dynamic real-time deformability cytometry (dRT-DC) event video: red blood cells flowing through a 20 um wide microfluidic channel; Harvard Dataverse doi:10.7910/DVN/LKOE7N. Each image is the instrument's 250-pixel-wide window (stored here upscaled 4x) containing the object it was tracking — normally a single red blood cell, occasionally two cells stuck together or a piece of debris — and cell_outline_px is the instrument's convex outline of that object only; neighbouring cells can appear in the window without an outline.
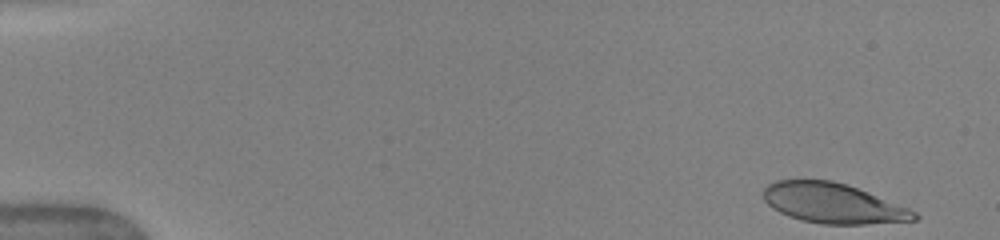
{"species": "human", "species_latin": "Homo sapiens", "temperature_condition": "warm", "stored_images_in_passage": 11, "camera_frame_rate_fps": 3000, "um_per_image_px": 0.085, "donor": {"sex": "female"}, "frame": {"image": 1, "passage_image": 1, "time_ms": 0.0, "image_size_px": [1000, 240], "cell_outline_px": [[920, 216], [916, 220], [864, 224], [820, 224], [800, 220], [788, 216], [772, 208], [764, 200], [764, 188], [768, 184], [776, 180], [832, 180], [848, 184], [908, 208], [916, 212]], "centroid_in_image_um": [70.79, 17.28], "position_along_channel_um": 14.2, "area_um2": 35.14}}